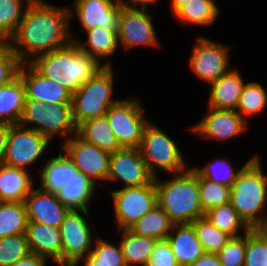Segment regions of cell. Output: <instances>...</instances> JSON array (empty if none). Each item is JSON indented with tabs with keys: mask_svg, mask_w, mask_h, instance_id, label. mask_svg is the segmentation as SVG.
<instances>
[{
	"mask_svg": "<svg viewBox=\"0 0 267 266\" xmlns=\"http://www.w3.org/2000/svg\"><path fill=\"white\" fill-rule=\"evenodd\" d=\"M77 134L108 153H114L122 147L117 141L106 116L87 120L77 127Z\"/></svg>",
	"mask_w": 267,
	"mask_h": 266,
	"instance_id": "obj_29",
	"label": "cell"
},
{
	"mask_svg": "<svg viewBox=\"0 0 267 266\" xmlns=\"http://www.w3.org/2000/svg\"><path fill=\"white\" fill-rule=\"evenodd\" d=\"M246 233L231 239L217 253L223 266H244Z\"/></svg>",
	"mask_w": 267,
	"mask_h": 266,
	"instance_id": "obj_41",
	"label": "cell"
},
{
	"mask_svg": "<svg viewBox=\"0 0 267 266\" xmlns=\"http://www.w3.org/2000/svg\"><path fill=\"white\" fill-rule=\"evenodd\" d=\"M89 210H69L60 226L62 263H77L91 253L93 231L86 221ZM87 217V218H86Z\"/></svg>",
	"mask_w": 267,
	"mask_h": 266,
	"instance_id": "obj_12",
	"label": "cell"
},
{
	"mask_svg": "<svg viewBox=\"0 0 267 266\" xmlns=\"http://www.w3.org/2000/svg\"><path fill=\"white\" fill-rule=\"evenodd\" d=\"M166 239L179 266H190L204 253L192 224H174Z\"/></svg>",
	"mask_w": 267,
	"mask_h": 266,
	"instance_id": "obj_22",
	"label": "cell"
},
{
	"mask_svg": "<svg viewBox=\"0 0 267 266\" xmlns=\"http://www.w3.org/2000/svg\"><path fill=\"white\" fill-rule=\"evenodd\" d=\"M30 63L72 95L104 67L94 56L81 51L76 41L39 55Z\"/></svg>",
	"mask_w": 267,
	"mask_h": 266,
	"instance_id": "obj_2",
	"label": "cell"
},
{
	"mask_svg": "<svg viewBox=\"0 0 267 266\" xmlns=\"http://www.w3.org/2000/svg\"><path fill=\"white\" fill-rule=\"evenodd\" d=\"M27 223L24 202L0 201V238L25 234Z\"/></svg>",
	"mask_w": 267,
	"mask_h": 266,
	"instance_id": "obj_33",
	"label": "cell"
},
{
	"mask_svg": "<svg viewBox=\"0 0 267 266\" xmlns=\"http://www.w3.org/2000/svg\"><path fill=\"white\" fill-rule=\"evenodd\" d=\"M219 14L220 8L216 0H189L173 16L183 25L187 23L210 27L216 24Z\"/></svg>",
	"mask_w": 267,
	"mask_h": 266,
	"instance_id": "obj_28",
	"label": "cell"
},
{
	"mask_svg": "<svg viewBox=\"0 0 267 266\" xmlns=\"http://www.w3.org/2000/svg\"><path fill=\"white\" fill-rule=\"evenodd\" d=\"M200 36L193 44L189 66L198 79L206 84L217 80L230 70V48L232 45Z\"/></svg>",
	"mask_w": 267,
	"mask_h": 266,
	"instance_id": "obj_10",
	"label": "cell"
},
{
	"mask_svg": "<svg viewBox=\"0 0 267 266\" xmlns=\"http://www.w3.org/2000/svg\"><path fill=\"white\" fill-rule=\"evenodd\" d=\"M122 232L120 247L127 266H147L157 239L135 235L129 229Z\"/></svg>",
	"mask_w": 267,
	"mask_h": 266,
	"instance_id": "obj_30",
	"label": "cell"
},
{
	"mask_svg": "<svg viewBox=\"0 0 267 266\" xmlns=\"http://www.w3.org/2000/svg\"><path fill=\"white\" fill-rule=\"evenodd\" d=\"M250 157L244 165L238 170L234 169L233 163H231L230 159L219 158L209 161L205 166L198 167L191 166L190 168L198 175L202 176L210 181H213L217 184H223L228 187H231L233 183L236 181L238 174L241 169L253 158Z\"/></svg>",
	"mask_w": 267,
	"mask_h": 266,
	"instance_id": "obj_34",
	"label": "cell"
},
{
	"mask_svg": "<svg viewBox=\"0 0 267 266\" xmlns=\"http://www.w3.org/2000/svg\"><path fill=\"white\" fill-rule=\"evenodd\" d=\"M57 266H78L77 263H55Z\"/></svg>",
	"mask_w": 267,
	"mask_h": 266,
	"instance_id": "obj_52",
	"label": "cell"
},
{
	"mask_svg": "<svg viewBox=\"0 0 267 266\" xmlns=\"http://www.w3.org/2000/svg\"><path fill=\"white\" fill-rule=\"evenodd\" d=\"M171 175L167 181L155 177L158 205L174 224H191L205 214L200 202L198 175L190 167Z\"/></svg>",
	"mask_w": 267,
	"mask_h": 266,
	"instance_id": "obj_3",
	"label": "cell"
},
{
	"mask_svg": "<svg viewBox=\"0 0 267 266\" xmlns=\"http://www.w3.org/2000/svg\"><path fill=\"white\" fill-rule=\"evenodd\" d=\"M262 240L267 242V216H264L251 228Z\"/></svg>",
	"mask_w": 267,
	"mask_h": 266,
	"instance_id": "obj_48",
	"label": "cell"
},
{
	"mask_svg": "<svg viewBox=\"0 0 267 266\" xmlns=\"http://www.w3.org/2000/svg\"><path fill=\"white\" fill-rule=\"evenodd\" d=\"M204 216L215 227L228 233L232 237L243 235L251 230V228L244 222L230 202L212 207L205 212Z\"/></svg>",
	"mask_w": 267,
	"mask_h": 266,
	"instance_id": "obj_32",
	"label": "cell"
},
{
	"mask_svg": "<svg viewBox=\"0 0 267 266\" xmlns=\"http://www.w3.org/2000/svg\"><path fill=\"white\" fill-rule=\"evenodd\" d=\"M28 222H37L60 228L69 209L56 194L48 193L35 187L24 200Z\"/></svg>",
	"mask_w": 267,
	"mask_h": 266,
	"instance_id": "obj_19",
	"label": "cell"
},
{
	"mask_svg": "<svg viewBox=\"0 0 267 266\" xmlns=\"http://www.w3.org/2000/svg\"><path fill=\"white\" fill-rule=\"evenodd\" d=\"M114 71L104 66L72 95L73 120L81 123L105 116L109 108L119 99H113Z\"/></svg>",
	"mask_w": 267,
	"mask_h": 266,
	"instance_id": "obj_5",
	"label": "cell"
},
{
	"mask_svg": "<svg viewBox=\"0 0 267 266\" xmlns=\"http://www.w3.org/2000/svg\"><path fill=\"white\" fill-rule=\"evenodd\" d=\"M116 224L119 230L129 229L142 216L158 205L155 182L111 191Z\"/></svg>",
	"mask_w": 267,
	"mask_h": 266,
	"instance_id": "obj_9",
	"label": "cell"
},
{
	"mask_svg": "<svg viewBox=\"0 0 267 266\" xmlns=\"http://www.w3.org/2000/svg\"><path fill=\"white\" fill-rule=\"evenodd\" d=\"M94 243L90 254L95 258V265L127 266L119 241L116 245L98 237Z\"/></svg>",
	"mask_w": 267,
	"mask_h": 266,
	"instance_id": "obj_40",
	"label": "cell"
},
{
	"mask_svg": "<svg viewBox=\"0 0 267 266\" xmlns=\"http://www.w3.org/2000/svg\"><path fill=\"white\" fill-rule=\"evenodd\" d=\"M9 129H10L9 124L0 123V164L3 163L5 157Z\"/></svg>",
	"mask_w": 267,
	"mask_h": 266,
	"instance_id": "obj_47",
	"label": "cell"
},
{
	"mask_svg": "<svg viewBox=\"0 0 267 266\" xmlns=\"http://www.w3.org/2000/svg\"><path fill=\"white\" fill-rule=\"evenodd\" d=\"M190 266H223L216 253L204 252L195 262Z\"/></svg>",
	"mask_w": 267,
	"mask_h": 266,
	"instance_id": "obj_46",
	"label": "cell"
},
{
	"mask_svg": "<svg viewBox=\"0 0 267 266\" xmlns=\"http://www.w3.org/2000/svg\"><path fill=\"white\" fill-rule=\"evenodd\" d=\"M244 266H267V242L252 229L246 232V252Z\"/></svg>",
	"mask_w": 267,
	"mask_h": 266,
	"instance_id": "obj_43",
	"label": "cell"
},
{
	"mask_svg": "<svg viewBox=\"0 0 267 266\" xmlns=\"http://www.w3.org/2000/svg\"><path fill=\"white\" fill-rule=\"evenodd\" d=\"M18 124L34 129L50 140L58 135L65 141L77 133V127L73 120L72 103L46 105L37 100L25 99L23 113Z\"/></svg>",
	"mask_w": 267,
	"mask_h": 266,
	"instance_id": "obj_6",
	"label": "cell"
},
{
	"mask_svg": "<svg viewBox=\"0 0 267 266\" xmlns=\"http://www.w3.org/2000/svg\"><path fill=\"white\" fill-rule=\"evenodd\" d=\"M177 143L154 123L149 122L146 125L140 151L155 177L159 170L171 176L188 169L186 158Z\"/></svg>",
	"mask_w": 267,
	"mask_h": 266,
	"instance_id": "obj_7",
	"label": "cell"
},
{
	"mask_svg": "<svg viewBox=\"0 0 267 266\" xmlns=\"http://www.w3.org/2000/svg\"><path fill=\"white\" fill-rule=\"evenodd\" d=\"M196 231L204 252L218 253L231 239V235L219 230L205 216L191 223Z\"/></svg>",
	"mask_w": 267,
	"mask_h": 266,
	"instance_id": "obj_37",
	"label": "cell"
},
{
	"mask_svg": "<svg viewBox=\"0 0 267 266\" xmlns=\"http://www.w3.org/2000/svg\"><path fill=\"white\" fill-rule=\"evenodd\" d=\"M159 0H120L121 4L126 7L130 8H140V9H147V5L154 4ZM139 4V6H138Z\"/></svg>",
	"mask_w": 267,
	"mask_h": 266,
	"instance_id": "obj_49",
	"label": "cell"
},
{
	"mask_svg": "<svg viewBox=\"0 0 267 266\" xmlns=\"http://www.w3.org/2000/svg\"><path fill=\"white\" fill-rule=\"evenodd\" d=\"M63 153L73 162L77 170L94 184L107 181L110 153L82 139L77 133L63 142Z\"/></svg>",
	"mask_w": 267,
	"mask_h": 266,
	"instance_id": "obj_13",
	"label": "cell"
},
{
	"mask_svg": "<svg viewBox=\"0 0 267 266\" xmlns=\"http://www.w3.org/2000/svg\"><path fill=\"white\" fill-rule=\"evenodd\" d=\"M49 260L40 255L30 253L28 256L19 259L10 266H47Z\"/></svg>",
	"mask_w": 267,
	"mask_h": 266,
	"instance_id": "obj_45",
	"label": "cell"
},
{
	"mask_svg": "<svg viewBox=\"0 0 267 266\" xmlns=\"http://www.w3.org/2000/svg\"><path fill=\"white\" fill-rule=\"evenodd\" d=\"M121 181L124 187L144 186L154 182L140 148H121L110 154L107 181Z\"/></svg>",
	"mask_w": 267,
	"mask_h": 266,
	"instance_id": "obj_15",
	"label": "cell"
},
{
	"mask_svg": "<svg viewBox=\"0 0 267 266\" xmlns=\"http://www.w3.org/2000/svg\"><path fill=\"white\" fill-rule=\"evenodd\" d=\"M150 10L130 8L121 5L119 21V41L125 50L139 46H160L153 25Z\"/></svg>",
	"mask_w": 267,
	"mask_h": 266,
	"instance_id": "obj_14",
	"label": "cell"
},
{
	"mask_svg": "<svg viewBox=\"0 0 267 266\" xmlns=\"http://www.w3.org/2000/svg\"><path fill=\"white\" fill-rule=\"evenodd\" d=\"M84 262V266H103V265H95V258L91 255L88 254L85 258L80 259L77 264Z\"/></svg>",
	"mask_w": 267,
	"mask_h": 266,
	"instance_id": "obj_51",
	"label": "cell"
},
{
	"mask_svg": "<svg viewBox=\"0 0 267 266\" xmlns=\"http://www.w3.org/2000/svg\"><path fill=\"white\" fill-rule=\"evenodd\" d=\"M187 1L189 0H171V4H170V9L172 12V15L183 5L185 4Z\"/></svg>",
	"mask_w": 267,
	"mask_h": 266,
	"instance_id": "obj_50",
	"label": "cell"
},
{
	"mask_svg": "<svg viewBox=\"0 0 267 266\" xmlns=\"http://www.w3.org/2000/svg\"><path fill=\"white\" fill-rule=\"evenodd\" d=\"M33 188V174L28 170L0 164V201L24 202Z\"/></svg>",
	"mask_w": 267,
	"mask_h": 266,
	"instance_id": "obj_23",
	"label": "cell"
},
{
	"mask_svg": "<svg viewBox=\"0 0 267 266\" xmlns=\"http://www.w3.org/2000/svg\"><path fill=\"white\" fill-rule=\"evenodd\" d=\"M85 32L87 34L85 42L78 38L72 41H76L81 51L94 56L100 63L102 59H105L103 66H112L109 58L114 55L120 45L118 33L105 27H94Z\"/></svg>",
	"mask_w": 267,
	"mask_h": 266,
	"instance_id": "obj_25",
	"label": "cell"
},
{
	"mask_svg": "<svg viewBox=\"0 0 267 266\" xmlns=\"http://www.w3.org/2000/svg\"><path fill=\"white\" fill-rule=\"evenodd\" d=\"M33 0H0V42H8L16 33L27 6ZM24 8V9H23Z\"/></svg>",
	"mask_w": 267,
	"mask_h": 266,
	"instance_id": "obj_35",
	"label": "cell"
},
{
	"mask_svg": "<svg viewBox=\"0 0 267 266\" xmlns=\"http://www.w3.org/2000/svg\"><path fill=\"white\" fill-rule=\"evenodd\" d=\"M199 195L204 212L212 207L227 204L230 202V187L217 184L202 176H198Z\"/></svg>",
	"mask_w": 267,
	"mask_h": 266,
	"instance_id": "obj_38",
	"label": "cell"
},
{
	"mask_svg": "<svg viewBox=\"0 0 267 266\" xmlns=\"http://www.w3.org/2000/svg\"><path fill=\"white\" fill-rule=\"evenodd\" d=\"M262 168L261 158L254 155L230 187V203L250 228L264 216L267 206V174Z\"/></svg>",
	"mask_w": 267,
	"mask_h": 266,
	"instance_id": "obj_4",
	"label": "cell"
},
{
	"mask_svg": "<svg viewBox=\"0 0 267 266\" xmlns=\"http://www.w3.org/2000/svg\"><path fill=\"white\" fill-rule=\"evenodd\" d=\"M121 5L120 0H74L73 10L69 11L70 23L76 15L84 31L105 27L118 33Z\"/></svg>",
	"mask_w": 267,
	"mask_h": 266,
	"instance_id": "obj_16",
	"label": "cell"
},
{
	"mask_svg": "<svg viewBox=\"0 0 267 266\" xmlns=\"http://www.w3.org/2000/svg\"><path fill=\"white\" fill-rule=\"evenodd\" d=\"M138 98L119 99L105 116L122 148H140L143 132L150 122L145 117L144 107Z\"/></svg>",
	"mask_w": 267,
	"mask_h": 266,
	"instance_id": "obj_8",
	"label": "cell"
},
{
	"mask_svg": "<svg viewBox=\"0 0 267 266\" xmlns=\"http://www.w3.org/2000/svg\"><path fill=\"white\" fill-rule=\"evenodd\" d=\"M173 225L169 215L157 205L136 221L129 230L138 236L161 240L167 238Z\"/></svg>",
	"mask_w": 267,
	"mask_h": 266,
	"instance_id": "obj_31",
	"label": "cell"
},
{
	"mask_svg": "<svg viewBox=\"0 0 267 266\" xmlns=\"http://www.w3.org/2000/svg\"><path fill=\"white\" fill-rule=\"evenodd\" d=\"M197 124L191 128L201 139L224 141L247 130L248 122L236 111L209 107Z\"/></svg>",
	"mask_w": 267,
	"mask_h": 266,
	"instance_id": "obj_17",
	"label": "cell"
},
{
	"mask_svg": "<svg viewBox=\"0 0 267 266\" xmlns=\"http://www.w3.org/2000/svg\"><path fill=\"white\" fill-rule=\"evenodd\" d=\"M18 75L24 82L26 99L46 105L72 103V94L66 88L43 76L31 63H22Z\"/></svg>",
	"mask_w": 267,
	"mask_h": 266,
	"instance_id": "obj_18",
	"label": "cell"
},
{
	"mask_svg": "<svg viewBox=\"0 0 267 266\" xmlns=\"http://www.w3.org/2000/svg\"><path fill=\"white\" fill-rule=\"evenodd\" d=\"M209 85L208 107L236 110L245 85L243 76L238 70L230 69Z\"/></svg>",
	"mask_w": 267,
	"mask_h": 266,
	"instance_id": "obj_21",
	"label": "cell"
},
{
	"mask_svg": "<svg viewBox=\"0 0 267 266\" xmlns=\"http://www.w3.org/2000/svg\"><path fill=\"white\" fill-rule=\"evenodd\" d=\"M147 266H179L167 239L157 240Z\"/></svg>",
	"mask_w": 267,
	"mask_h": 266,
	"instance_id": "obj_44",
	"label": "cell"
},
{
	"mask_svg": "<svg viewBox=\"0 0 267 266\" xmlns=\"http://www.w3.org/2000/svg\"><path fill=\"white\" fill-rule=\"evenodd\" d=\"M69 11V7L45 0H33L27 6L16 33L8 41L21 63H30L74 39Z\"/></svg>",
	"mask_w": 267,
	"mask_h": 266,
	"instance_id": "obj_1",
	"label": "cell"
},
{
	"mask_svg": "<svg viewBox=\"0 0 267 266\" xmlns=\"http://www.w3.org/2000/svg\"><path fill=\"white\" fill-rule=\"evenodd\" d=\"M97 185L78 170H71V179L56 197L69 210H89Z\"/></svg>",
	"mask_w": 267,
	"mask_h": 266,
	"instance_id": "obj_24",
	"label": "cell"
},
{
	"mask_svg": "<svg viewBox=\"0 0 267 266\" xmlns=\"http://www.w3.org/2000/svg\"><path fill=\"white\" fill-rule=\"evenodd\" d=\"M50 139L34 129L10 125L3 164L29 170L49 147Z\"/></svg>",
	"mask_w": 267,
	"mask_h": 266,
	"instance_id": "obj_11",
	"label": "cell"
},
{
	"mask_svg": "<svg viewBox=\"0 0 267 266\" xmlns=\"http://www.w3.org/2000/svg\"><path fill=\"white\" fill-rule=\"evenodd\" d=\"M26 93L23 80L18 75L0 87V123L18 124L23 113Z\"/></svg>",
	"mask_w": 267,
	"mask_h": 266,
	"instance_id": "obj_27",
	"label": "cell"
},
{
	"mask_svg": "<svg viewBox=\"0 0 267 266\" xmlns=\"http://www.w3.org/2000/svg\"><path fill=\"white\" fill-rule=\"evenodd\" d=\"M25 235L31 253L50 259L54 263H62L60 228L28 222Z\"/></svg>",
	"mask_w": 267,
	"mask_h": 266,
	"instance_id": "obj_20",
	"label": "cell"
},
{
	"mask_svg": "<svg viewBox=\"0 0 267 266\" xmlns=\"http://www.w3.org/2000/svg\"><path fill=\"white\" fill-rule=\"evenodd\" d=\"M40 189L57 194L58 191L71 179V170H77L73 162L63 154L60 149L57 156L51 157L43 167L40 168Z\"/></svg>",
	"mask_w": 267,
	"mask_h": 266,
	"instance_id": "obj_26",
	"label": "cell"
},
{
	"mask_svg": "<svg viewBox=\"0 0 267 266\" xmlns=\"http://www.w3.org/2000/svg\"><path fill=\"white\" fill-rule=\"evenodd\" d=\"M267 106V92L257 81L245 83L236 111L247 121V117L260 114ZM247 116V117H246Z\"/></svg>",
	"mask_w": 267,
	"mask_h": 266,
	"instance_id": "obj_36",
	"label": "cell"
},
{
	"mask_svg": "<svg viewBox=\"0 0 267 266\" xmlns=\"http://www.w3.org/2000/svg\"><path fill=\"white\" fill-rule=\"evenodd\" d=\"M30 253L25 234L0 238V266H10Z\"/></svg>",
	"mask_w": 267,
	"mask_h": 266,
	"instance_id": "obj_39",
	"label": "cell"
},
{
	"mask_svg": "<svg viewBox=\"0 0 267 266\" xmlns=\"http://www.w3.org/2000/svg\"><path fill=\"white\" fill-rule=\"evenodd\" d=\"M21 62L8 42H0V87L10 83L18 74Z\"/></svg>",
	"mask_w": 267,
	"mask_h": 266,
	"instance_id": "obj_42",
	"label": "cell"
}]
</instances>
